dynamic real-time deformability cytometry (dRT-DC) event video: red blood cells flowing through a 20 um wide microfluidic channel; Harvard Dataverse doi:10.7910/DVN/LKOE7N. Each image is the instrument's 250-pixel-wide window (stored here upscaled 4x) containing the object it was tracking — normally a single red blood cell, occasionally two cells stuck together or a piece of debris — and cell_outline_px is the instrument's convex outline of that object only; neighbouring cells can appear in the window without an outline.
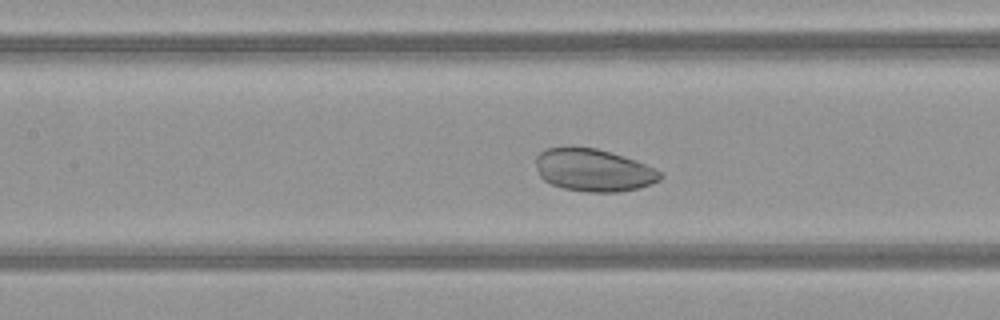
{"species": "common noctule bat (a hibernating species)", "species_latin": "Nyctalus noctula", "temperature_condition": "warm", "stored_images_in_passage": 37, "camera_frame_rate_fps": 3000, "um_per_image_px": 0.085, "animal": {"sex": "female", "body_mass_g": 21.9}, "frame": {"image": 1, "passage_image": 21, "time_ms": 6.667, "image_size_px": [1000, 320], "cell_outline_px": [[664, 176], [660, 180], [652, 184], [640, 188], [620, 192], [588, 192], [564, 188], [552, 184], [544, 180], [540, 176], [536, 168], [536, 156], [544, 148], [572, 144], [596, 148], [636, 160], [656, 168]], "centroid_in_image_um": [50.44, 14.43], "position_along_channel_um": 157.0, "area_um2": 31.56}}
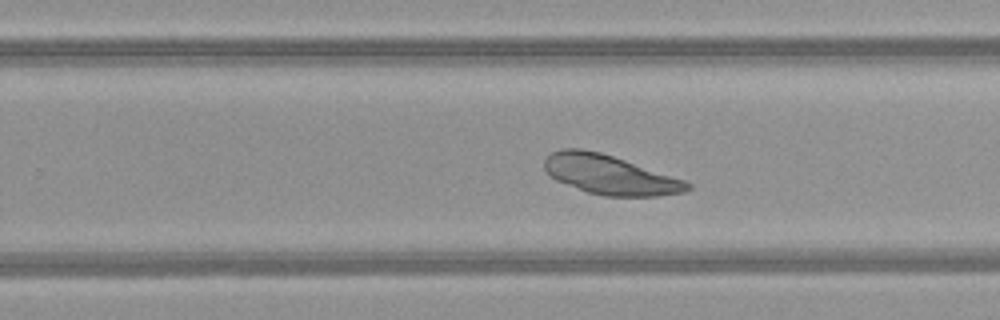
{"frame": {"image": 2, "passage_image": 30, "time_ms": 9.667, "image_size_px": [1000, 320], "cell_outline_px": [[692, 188], [688, 192], [656, 196], [604, 196], [588, 192], [556, 180], [544, 168], [544, 160], [552, 152], [560, 148], [580, 148], [600, 152], [684, 180], [692, 184]], "centroid_in_image_um": [51.85, 14.86], "position_along_channel_um": 278.0, "area_um2": 32.48}}
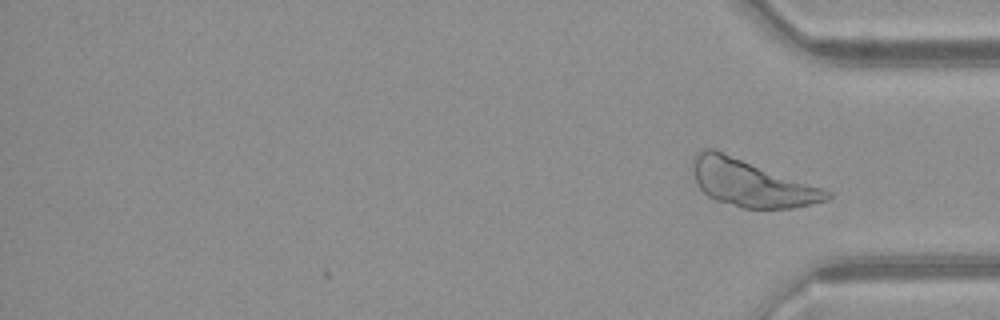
{"frame": {"image": 3, "passage_image": 37, "time_ms": 12.0, "image_size_px": [1000, 320], "cell_outline_px": [[832, 196], [828, 200], [812, 204], [792, 208], [740, 208], [716, 200], [708, 196], [700, 188], [696, 180], [692, 164], [692, 160], [696, 152], [704, 148], [712, 148], [824, 188], [832, 192]], "centroid_in_image_um": [63.87, 15.57], "position_along_channel_um": 371.3, "area_um2": 36.53}}